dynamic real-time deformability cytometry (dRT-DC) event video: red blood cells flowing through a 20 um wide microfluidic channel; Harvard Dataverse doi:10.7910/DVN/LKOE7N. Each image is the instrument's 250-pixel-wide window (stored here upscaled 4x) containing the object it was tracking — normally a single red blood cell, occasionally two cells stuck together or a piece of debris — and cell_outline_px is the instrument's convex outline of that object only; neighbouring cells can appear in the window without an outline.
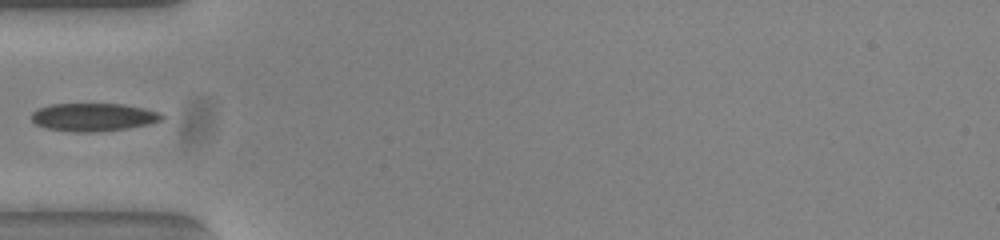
{"species": "common noctule bat (a hibernating species)", "species_latin": "Nyctalus noctula", "temperature_condition": "warm", "stored_images_in_passage": 36, "camera_frame_rate_fps": 3000, "um_per_image_px": 0.085, "animal": {"sex": "female", "body_mass_g": 23.0, "forearm_length_mm": 53.4}, "frame": {"image": 1, "passage_image": 1, "time_ms": 0.0, "image_size_px": [1000, 240], "cell_outline_px": [[164, 120], [148, 124], [124, 128], [92, 132], [72, 132], [48, 128], [36, 124], [32, 120], [32, 112], [40, 108], [52, 104], [124, 104], [144, 108], [160, 112], [164, 116]], "centroid_in_image_um": [7.97, 9.95], "position_along_channel_um": 77.0, "area_um2": 21.1}}
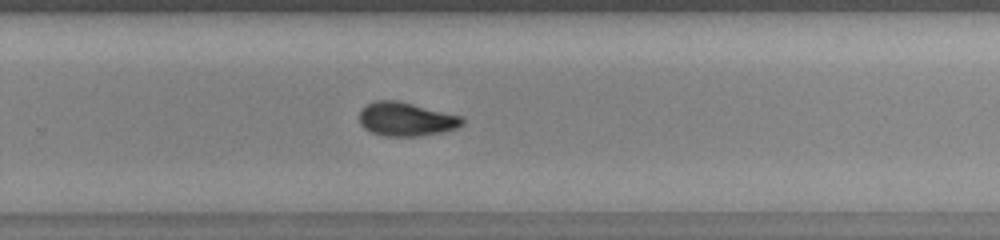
{"frame": {"image": 2, "passage_image": 18, "time_ms": 5.667, "image_size_px": [1000, 240], "cell_outline_px": [[464, 124], [456, 128], [444, 132], [416, 136], [384, 136], [372, 132], [364, 128], [360, 124], [360, 112], [368, 104], [376, 100], [396, 100], [464, 116]], "centroid_in_image_um": [34.56, 10.13], "position_along_channel_um": 295.2, "area_um2": 20.23}}
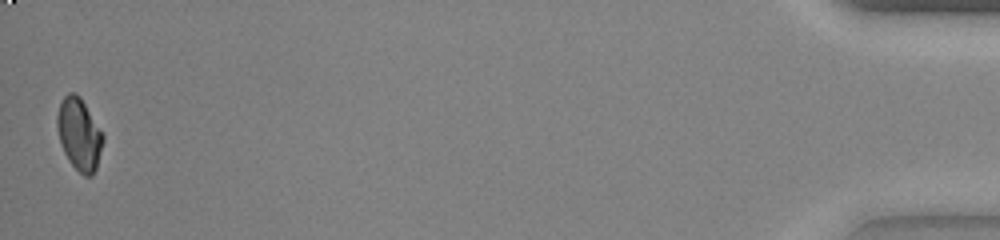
{"frame": {"image": 3, "passage_image": 36, "time_ms": 11.667, "image_size_px": [1000, 240], "cell_outline_px": [[104, 140], [96, 168], [92, 176], [84, 176], [68, 160], [64, 152], [60, 140], [56, 124], [56, 116], [60, 104], [64, 96], [68, 92], [76, 92], [80, 96], [104, 136]], "centroid_in_image_um": [6.72, 11.39], "position_along_channel_um": 428.5, "area_um2": 19.07}}